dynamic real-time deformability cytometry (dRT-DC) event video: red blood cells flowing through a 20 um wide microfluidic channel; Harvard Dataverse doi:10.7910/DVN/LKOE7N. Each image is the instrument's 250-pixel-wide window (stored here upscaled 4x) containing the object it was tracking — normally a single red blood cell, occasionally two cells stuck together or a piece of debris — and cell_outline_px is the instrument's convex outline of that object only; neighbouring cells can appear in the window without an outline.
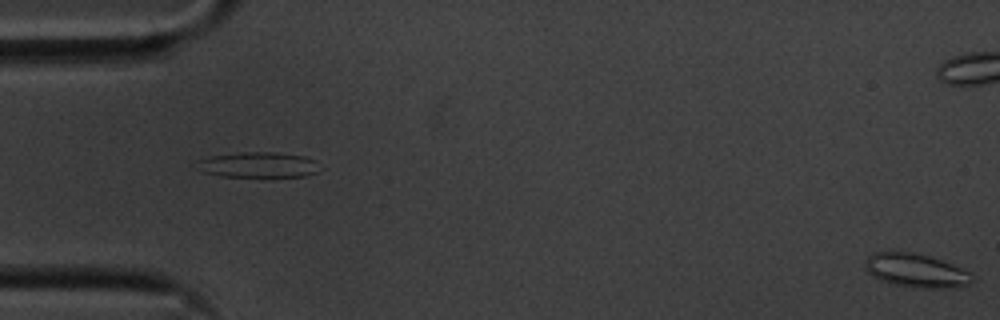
{"species": "common noctule bat (a hibernating species)", "species_latin": "Nyctalus noctula", "temperature_condition": "cold", "stored_images_in_passage": 8, "segment_of_instrument_passage": [2, 2], "camera_frame_rate_fps": 3000, "um_per_image_px": 0.085, "animal": {"sex": "male", "body_mass_g": 20.1, "forearm_length_mm": 53.5}, "frame": {"image": 1, "passage_image": 8, "time_ms": 2.333, "image_size_px": [1000, 320], "cell_outline_px": [[972, 280], [968, 284], [948, 288], [912, 288], [892, 284], [880, 280], [872, 276], [864, 268], [864, 260], [872, 252], [888, 248], [912, 252], [928, 256], [940, 260], [960, 268], [968, 272], [972, 276]], "centroid_in_image_um": [77.71, 22.96], "position_along_channel_um": 7.3, "area_um2": 21.5}}